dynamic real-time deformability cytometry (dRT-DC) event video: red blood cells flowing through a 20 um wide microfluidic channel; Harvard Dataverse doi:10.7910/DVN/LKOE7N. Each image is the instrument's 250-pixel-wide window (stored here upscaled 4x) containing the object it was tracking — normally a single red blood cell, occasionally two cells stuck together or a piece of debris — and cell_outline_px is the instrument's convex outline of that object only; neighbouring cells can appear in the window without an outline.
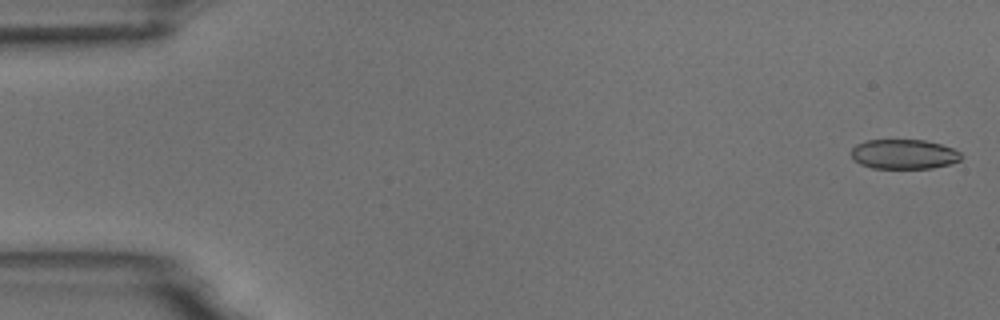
{"species": "common noctule bat (a hibernating species)", "species_latin": "Nyctalus noctula", "temperature_condition": "room temperature", "stored_images_in_passage": 5, "camera_frame_rate_fps": 3000, "um_per_image_px": 0.085, "animal": {"sex": "male", "body_mass_g": 18.8}, "frame": {"image": 1, "passage_image": 1, "time_ms": 0.0, "image_size_px": [1000, 320], "cell_outline_px": [[964, 156], [960, 160], [948, 164], [932, 168], [872, 168], [860, 164], [852, 160], [852, 148], [856, 144], [868, 140], [924, 140], [940, 144], [952, 148], [960, 152]], "centroid_in_image_um": [76.82, 13.11], "position_along_channel_um": 8.2, "area_um2": 19.02}}
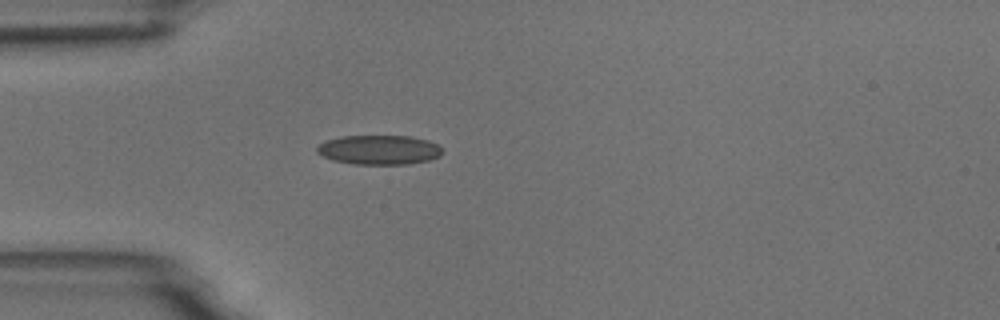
{"frame": {"image": 2, "passage_image": 5, "time_ms": 4.667, "image_size_px": [1000, 320], "cell_outline_px": [[444, 152], [440, 156], [428, 160], [408, 164], [352, 164], [332, 160], [316, 152], [316, 148], [324, 140], [340, 136], [412, 136], [428, 140], [444, 148]], "centroid_in_image_um": [32.24, 12.73], "position_along_channel_um": 52.8, "area_um2": 21.73}}